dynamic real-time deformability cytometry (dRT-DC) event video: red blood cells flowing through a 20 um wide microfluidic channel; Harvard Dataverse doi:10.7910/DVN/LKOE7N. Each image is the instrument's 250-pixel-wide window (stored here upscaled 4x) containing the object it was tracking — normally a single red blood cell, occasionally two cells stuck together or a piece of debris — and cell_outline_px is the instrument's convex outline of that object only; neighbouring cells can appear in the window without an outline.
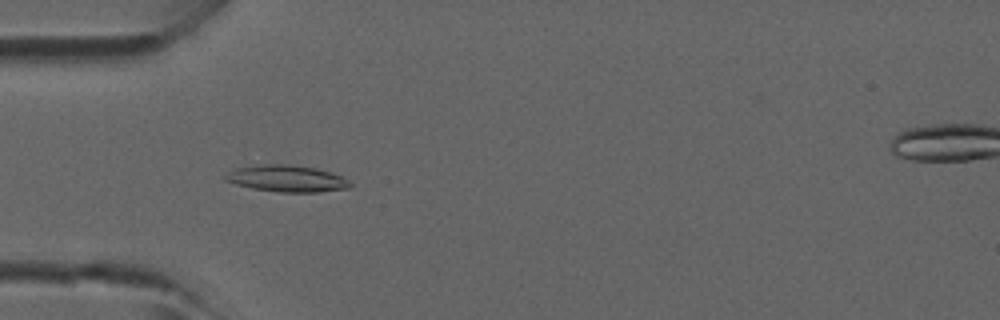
{"species": "common noctule bat (a hibernating species)", "species_latin": "Nyctalus noctula", "temperature_condition": "room temperature", "stored_images_in_passage": 4, "camera_frame_rate_fps": 3000, "um_per_image_px": 0.085, "animal": {"sex": "male", "forearm_length_mm": 52.5}, "frame": {"image": 1, "passage_image": 3, "time_ms": 0.667, "image_size_px": [1000, 320], "cell_outline_px": [[352, 188], [320, 192], [280, 192], [252, 188], [236, 184], [224, 180], [224, 176], [228, 172], [236, 168], [264, 164], [288, 164], [316, 168], [340, 176], [348, 180], [352, 184]], "centroid_in_image_um": [24.39, 15.18], "position_along_channel_um": 60.6, "area_um2": 19.31}}
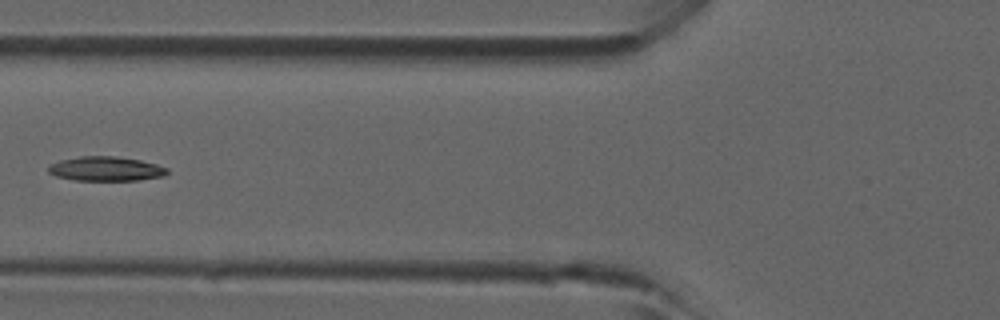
{"frame": {"image": 2, "passage_image": 4, "time_ms": 1.0, "image_size_px": [1000, 320], "cell_outline_px": [[168, 172], [164, 176], [136, 180], [76, 180], [56, 176], [48, 172], [48, 168], [52, 164], [60, 160], [80, 156], [116, 156], [140, 160], [156, 164], [168, 168]], "centroid_in_image_um": [9.01, 14.34], "position_along_channel_um": 116.8, "area_um2": 16.76}}